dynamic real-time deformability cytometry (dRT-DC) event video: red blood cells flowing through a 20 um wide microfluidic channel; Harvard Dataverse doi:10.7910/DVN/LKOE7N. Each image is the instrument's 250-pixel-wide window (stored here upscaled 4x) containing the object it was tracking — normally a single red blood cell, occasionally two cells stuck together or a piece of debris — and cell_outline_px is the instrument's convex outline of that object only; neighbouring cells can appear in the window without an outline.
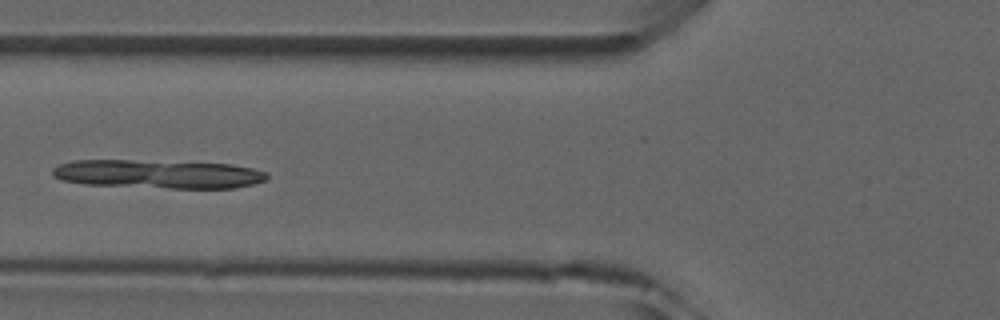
{"species": "common noctule bat (a hibernating species)", "species_latin": "Nyctalus noctula", "temperature_condition": "room temperature", "stored_images_in_passage": 7, "camera_frame_rate_fps": 3000, "um_per_image_px": 0.085, "animal": {"sex": "male", "forearm_length_mm": 52.5}, "frame": {"image": 1, "passage_image": 6, "time_ms": 5.667, "image_size_px": [1000, 320], "cell_outline_px": [[268, 176], [264, 180], [252, 184], [236, 188], [168, 188], [84, 184], [60, 180], [52, 176], [52, 168], [60, 164], [76, 160], [128, 160], [232, 164], [252, 168], [268, 172]], "centroid_in_image_um": [13.42, 14.8], "position_along_channel_um": 112.4, "area_um2": 35.72}}
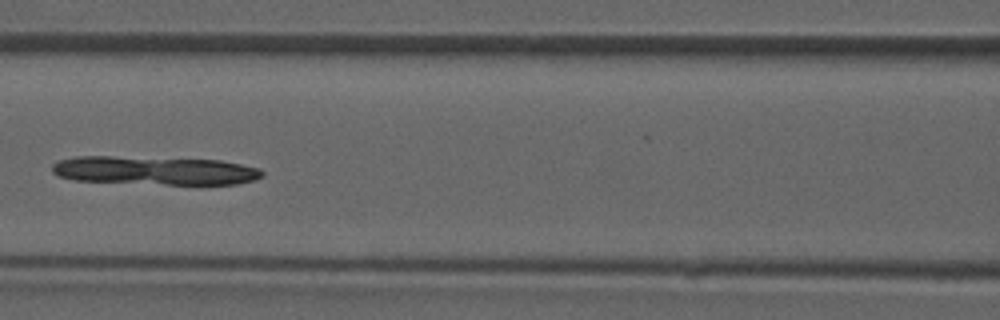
{"frame": {"image": 2, "passage_image": 7, "time_ms": 6.667, "image_size_px": [1000, 320], "cell_outline_px": [[264, 176], [256, 180], [240, 184], [168, 184], [76, 180], [60, 176], [52, 172], [52, 164], [56, 160], [76, 156], [112, 156], [220, 160], [260, 168], [264, 172]], "centroid_in_image_um": [13.18, 14.48], "position_along_channel_um": 153.4, "area_um2": 34.97}}